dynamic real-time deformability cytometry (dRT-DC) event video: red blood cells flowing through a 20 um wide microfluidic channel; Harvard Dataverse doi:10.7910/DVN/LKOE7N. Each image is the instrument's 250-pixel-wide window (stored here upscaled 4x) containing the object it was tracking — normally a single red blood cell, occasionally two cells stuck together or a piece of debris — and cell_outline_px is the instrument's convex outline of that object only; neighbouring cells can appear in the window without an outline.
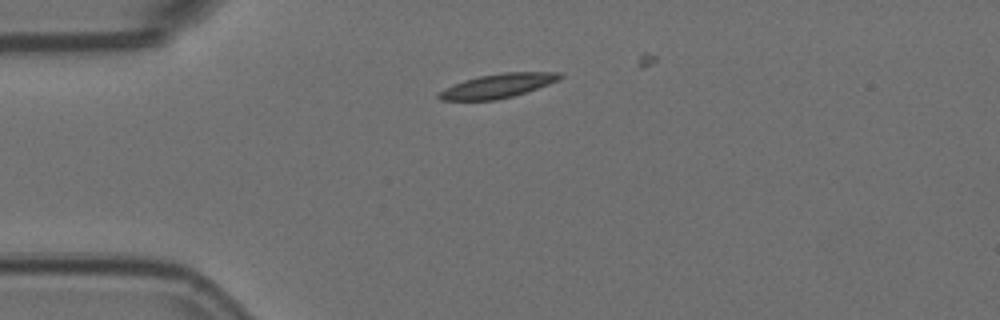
{"species": "Egyptian fruit bat (a non-hibernating species)", "species_latin": "Rousettus aegyptiacus", "temperature_condition": "room temperature", "stored_images_in_passage": 11, "camera_frame_rate_fps": 3000, "um_per_image_px": 0.085, "animal": {"sex": "female"}, "frame": {"image": 1, "passage_image": 1, "time_ms": 0.0, "image_size_px": [1000, 320], "cell_outline_px": [[564, 76], [560, 80], [512, 96], [496, 100], [440, 100], [436, 96], [444, 88], [464, 80], [480, 76], [500, 72], [560, 72]], "centroid_in_image_um": [42.31, 7.28], "position_along_channel_um": 42.7, "area_um2": 16.88}}
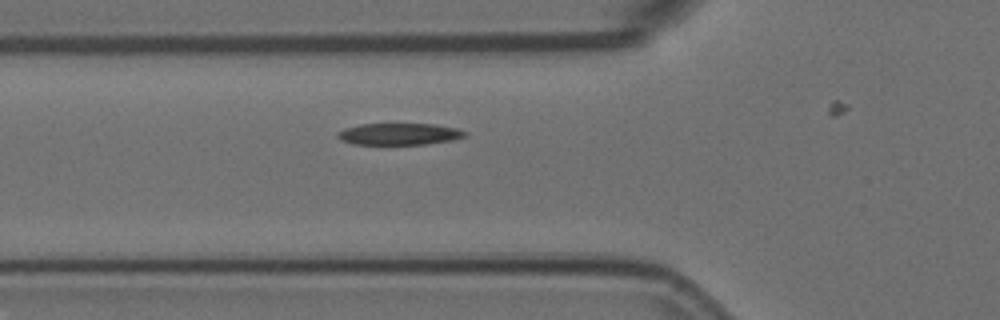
{"frame": {"image": 2, "passage_image": 7, "time_ms": 2.0, "image_size_px": [1000, 320], "cell_outline_px": [[468, 132], [464, 136], [452, 140], [424, 144], [352, 144], [340, 140], [336, 136], [336, 132], [344, 128], [360, 124], [432, 124], [456, 128]], "centroid_in_image_um": [33.87, 11.39], "position_along_channel_um": 91.9, "area_um2": 16.07}}
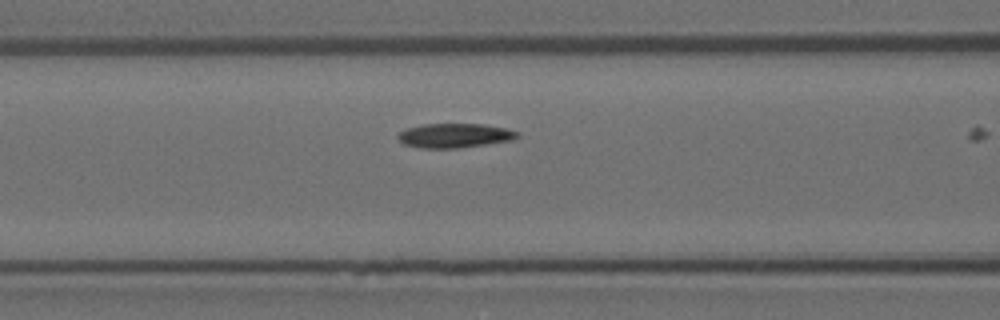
{"frame": {"image": 3, "passage_image": 10, "time_ms": 3.0, "image_size_px": [1000, 320], "cell_outline_px": [[520, 136], [512, 140], [456, 148], [420, 148], [404, 144], [396, 136], [400, 132], [408, 128], [424, 124], [484, 124], [504, 128], [520, 132]], "centroid_in_image_um": [38.65, 11.52], "position_along_channel_um": 128.0, "area_um2": 16.76}}